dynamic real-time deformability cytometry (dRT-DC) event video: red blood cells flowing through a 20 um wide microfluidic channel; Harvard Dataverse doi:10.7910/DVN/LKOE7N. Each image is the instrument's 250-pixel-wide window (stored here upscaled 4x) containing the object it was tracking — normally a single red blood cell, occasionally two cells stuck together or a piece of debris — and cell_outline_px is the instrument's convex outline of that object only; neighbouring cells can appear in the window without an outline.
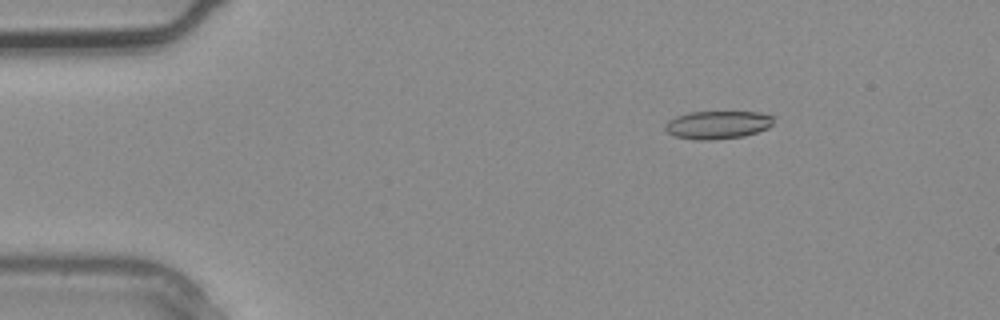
{"species": "common noctule bat (a hibernating species)", "species_latin": "Nyctalus noctula", "temperature_condition": "warm", "stored_images_in_passage": 2, "camera_frame_rate_fps": 3000, "um_per_image_px": 0.085, "animal": {"sex": "male", "body_mass_g": 20.4}, "frame": {"image": 1, "passage_image": 1, "time_ms": 0.0, "image_size_px": [1000, 320], "cell_outline_px": [[776, 116], [772, 124], [768, 128], [744, 136], [712, 140], [696, 140], [672, 136], [664, 128], [664, 124], [668, 120], [676, 116], [688, 112], [760, 112]], "centroid_in_image_um": [60.99, 10.61], "position_along_channel_um": 24.0, "area_um2": 17.98}}